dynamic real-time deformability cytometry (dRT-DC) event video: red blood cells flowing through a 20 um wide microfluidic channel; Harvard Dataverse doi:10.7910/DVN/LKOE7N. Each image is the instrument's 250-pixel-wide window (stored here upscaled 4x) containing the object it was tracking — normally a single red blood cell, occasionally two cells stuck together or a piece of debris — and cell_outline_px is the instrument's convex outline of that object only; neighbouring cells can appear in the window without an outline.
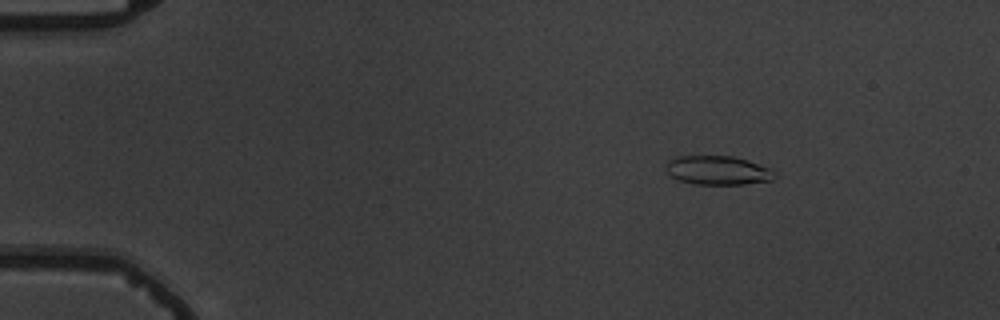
{"species": "common noctule bat (a hibernating species)", "species_latin": "Nyctalus noctula", "temperature_condition": "warm", "stored_images_in_passage": 6, "camera_frame_rate_fps": 3000, "um_per_image_px": 0.085, "animal": {"sex": "male", "body_mass_g": 19.5, "forearm_length_mm": 54.6}, "frame": {"image": 1, "passage_image": 3, "time_ms": 2.333, "image_size_px": [1000, 320], "cell_outline_px": [[776, 176], [772, 180], [744, 184], [692, 184], [680, 180], [672, 176], [664, 168], [668, 160], [676, 156], [732, 156], [748, 160], [772, 168], [776, 172]], "centroid_in_image_um": [61.04, 14.47], "position_along_channel_um": 24.0, "area_um2": 18.5}}